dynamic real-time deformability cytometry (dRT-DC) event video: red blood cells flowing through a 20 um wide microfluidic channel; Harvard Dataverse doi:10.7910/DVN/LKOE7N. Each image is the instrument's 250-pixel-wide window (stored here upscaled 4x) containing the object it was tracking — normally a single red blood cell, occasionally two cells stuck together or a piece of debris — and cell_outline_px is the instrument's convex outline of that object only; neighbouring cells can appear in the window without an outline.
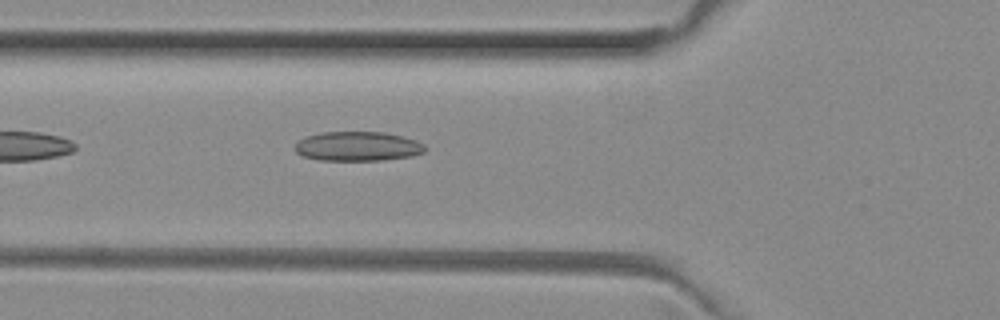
{"species": "common noctule bat (a hibernating species)", "species_latin": "Nyctalus noctula", "temperature_condition": "room temperature", "stored_images_in_passage": 37, "camera_frame_rate_fps": 3000, "um_per_image_px": 0.085, "animal": {"sex": "female", "body_mass_g": 29.2, "forearm_length_mm": 56.3}, "frame": {"image": 1, "passage_image": 4, "time_ms": 1.0, "image_size_px": [1000, 320], "cell_outline_px": [[428, 148], [424, 152], [412, 156], [380, 160], [320, 160], [300, 156], [296, 152], [296, 144], [304, 136], [320, 132], [384, 132], [404, 136], [416, 140], [424, 144]], "centroid_in_image_um": [30.42, 12.43], "position_along_channel_um": 95.4, "area_um2": 22.48}}
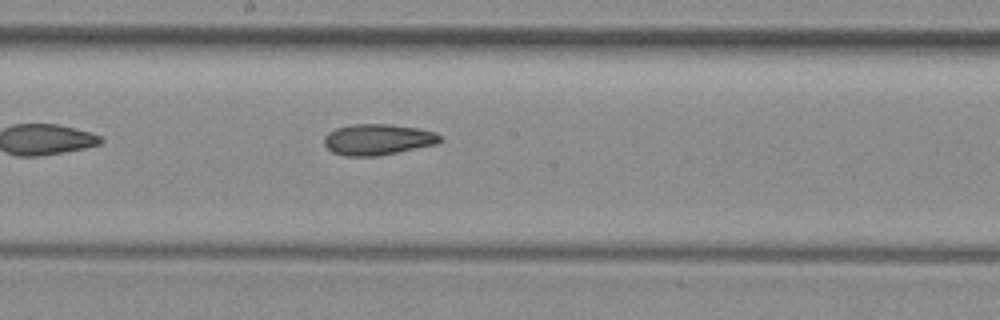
{"frame": {"image": 2, "passage_image": 13, "time_ms": 4.0, "image_size_px": [1000, 320], "cell_outline_px": [[444, 140], [436, 144], [376, 156], [344, 156], [332, 152], [324, 144], [324, 136], [328, 132], [336, 128], [352, 124], [392, 124], [416, 128], [436, 132], [444, 136]], "centroid_in_image_um": [32.12, 11.85], "position_along_channel_um": 216.1, "area_um2": 21.04}}
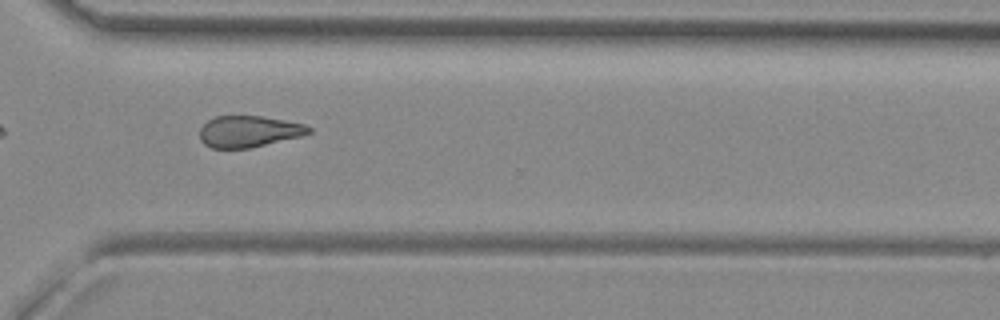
{"frame": {"image": 3, "passage_image": 23, "time_ms": 7.333, "image_size_px": [1000, 320], "cell_outline_px": [[312, 132], [300, 136], [252, 148], [212, 148], [204, 144], [200, 140], [200, 128], [208, 120], [216, 116], [260, 116], [284, 120], [304, 124], [312, 128]], "centroid_in_image_um": [21.14, 11.18], "position_along_channel_um": 349.5, "area_um2": 19.94}, "authors_computed_cell_mechanics": {"area_um2": 20.7502, "velocity_mm_per_s": 4.0027, "shape_relaxation_time_tau1_ms": null, "shape_relaxation_time_tau2_ms": 5.4944, "deformation_change_tau1": null, "deformation_change_tau2": 0.1188}}